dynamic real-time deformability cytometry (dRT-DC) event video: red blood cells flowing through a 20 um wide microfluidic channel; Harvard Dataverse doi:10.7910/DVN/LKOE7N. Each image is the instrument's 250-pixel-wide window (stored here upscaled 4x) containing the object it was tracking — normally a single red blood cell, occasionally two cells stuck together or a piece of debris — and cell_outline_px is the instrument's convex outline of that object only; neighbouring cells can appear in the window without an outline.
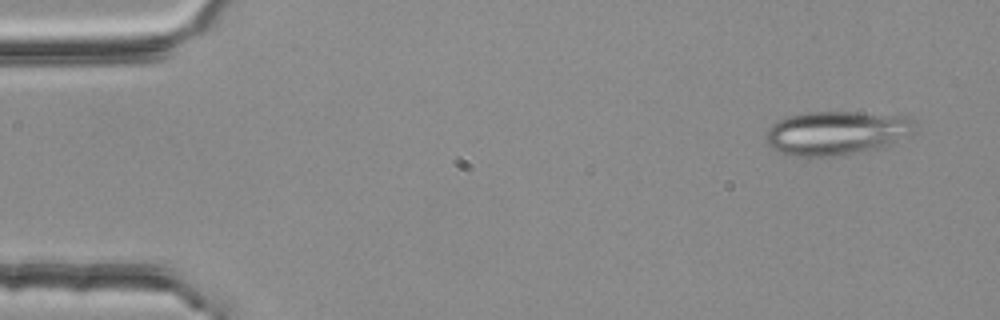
{"species": "common noctule bat (a hibernating species)", "species_latin": "Nyctalus noctula", "temperature_condition": "room temperature", "stored_images_in_passage": 3, "camera_frame_rate_fps": 3000, "um_per_image_px": 0.085, "animal": {"sex": "female", "body_mass_g": 25.1}, "frame": {"image": 1, "passage_image": 1, "time_ms": 0.0, "image_size_px": [1000, 320], "cell_outline_px": [[916, 120], [912, 132], [888, 144], [876, 148], [852, 152], [824, 156], [796, 156], [776, 152], [764, 140], [768, 128], [776, 120], [788, 116], [808, 112], [856, 112], [908, 116]], "centroid_in_image_um": [71.02, 11.27], "position_along_channel_um": 14.0, "area_um2": 37.63}}